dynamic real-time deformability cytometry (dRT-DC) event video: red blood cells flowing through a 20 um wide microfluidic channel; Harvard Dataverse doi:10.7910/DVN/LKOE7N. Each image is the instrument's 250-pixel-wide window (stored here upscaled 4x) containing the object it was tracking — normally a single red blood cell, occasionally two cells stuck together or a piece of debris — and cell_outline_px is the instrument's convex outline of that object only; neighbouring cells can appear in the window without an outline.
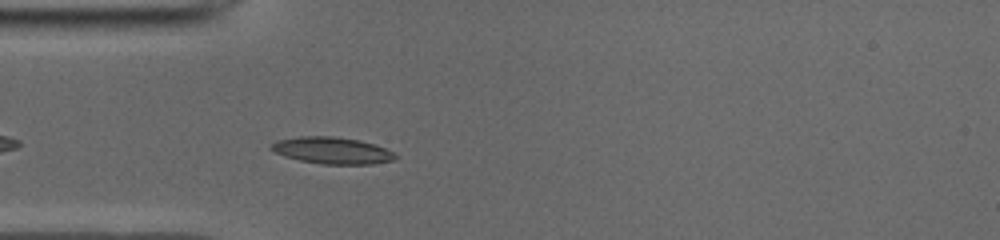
{"species": "common noctule bat (a hibernating species)", "species_latin": "Nyctalus noctula", "temperature_condition": "cold", "stored_images_in_passage": 36, "camera_frame_rate_fps": 3000, "um_per_image_px": 0.085, "animal": {"sex": "male", "body_mass_g": 19.0, "forearm_length_mm": 50.8}, "frame": {"image": 1, "passage_image": 4, "time_ms": 1.0, "image_size_px": [1000, 240], "cell_outline_px": [[400, 156], [392, 160], [372, 164], [320, 164], [300, 160], [284, 156], [268, 148], [276, 140], [300, 136], [336, 136], [360, 140], [376, 144], [396, 152]], "centroid_in_image_um": [28.27, 12.78], "position_along_channel_um": 56.7, "area_um2": 19.59}}
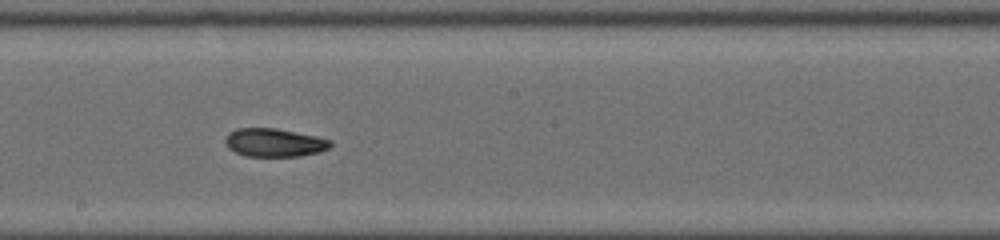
{"frame": {"image": 2, "passage_image": 17, "time_ms": 5.333, "image_size_px": [1000, 240], "cell_outline_px": [[332, 144], [328, 148], [320, 152], [300, 156], [244, 156], [228, 148], [224, 140], [228, 132], [236, 128], [276, 128], [316, 136], [332, 140]], "centroid_in_image_um": [23.3, 12.11], "position_along_channel_um": 224.9, "area_um2": 17.46}}
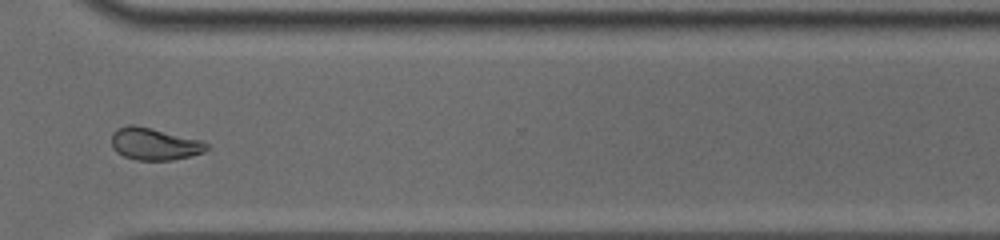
{"frame": {"image": 3, "passage_image": 27, "time_ms": 8.667, "image_size_px": [1000, 240], "cell_outline_px": [[208, 148], [204, 152], [172, 160], [136, 160], [124, 156], [116, 152], [112, 148], [112, 132], [116, 128], [128, 124], [132, 124], [152, 128], [204, 140], [208, 144]], "centroid_in_image_um": [13.11, 12.22], "position_along_channel_um": 357.5, "area_um2": 18.03}, "authors_computed_cell_mechanics": {"area_um2": 17.8891, "velocity_mm_per_s": 3.9473, "shape_relaxation_time_tau1_ms": null, "shape_relaxation_time_tau2_ms": 2.5426, "deformation_change_tau1": null, "deformation_change_tau2": 0.0658}}